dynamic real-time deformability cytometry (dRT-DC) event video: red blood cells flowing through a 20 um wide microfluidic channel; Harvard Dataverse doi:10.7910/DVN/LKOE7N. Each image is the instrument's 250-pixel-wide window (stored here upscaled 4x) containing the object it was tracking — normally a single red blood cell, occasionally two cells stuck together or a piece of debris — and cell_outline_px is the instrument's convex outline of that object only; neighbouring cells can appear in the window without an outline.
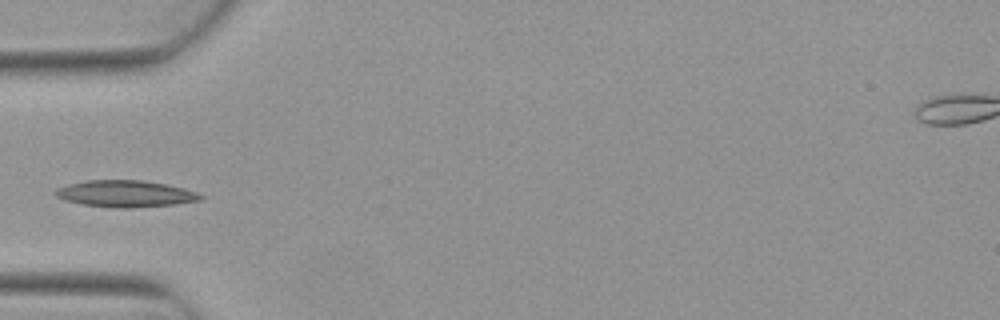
{"species": "Egyptian fruit bat (a non-hibernating species)", "species_latin": "Rousettus aegyptiacus", "temperature_condition": "warm", "stored_images_in_passage": 4, "camera_frame_rate_fps": 3000, "um_per_image_px": 0.085, "animal": {"sex": "female"}, "frame": {"image": 1, "passage_image": 4, "time_ms": 1.0, "image_size_px": [1000, 320], "cell_outline_px": [[204, 200], [176, 204], [132, 208], [120, 208], [80, 204], [64, 200], [56, 196], [52, 192], [56, 188], [68, 184], [88, 180], [144, 180], [168, 184], [184, 188], [196, 192], [204, 196]], "centroid_in_image_um": [10.67, 16.46], "position_along_channel_um": 74.3, "area_um2": 22.83}}